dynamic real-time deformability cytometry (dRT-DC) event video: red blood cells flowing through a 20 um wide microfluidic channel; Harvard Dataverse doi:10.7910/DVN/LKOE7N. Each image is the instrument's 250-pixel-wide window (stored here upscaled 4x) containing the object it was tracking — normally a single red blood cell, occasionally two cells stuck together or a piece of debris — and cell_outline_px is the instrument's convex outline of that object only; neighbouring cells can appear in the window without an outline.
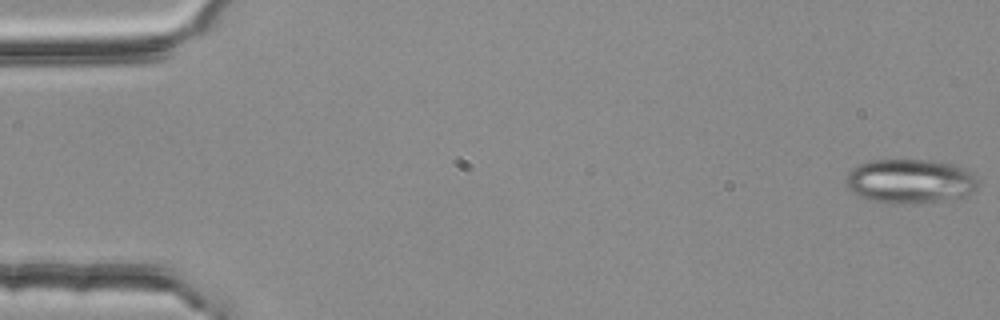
{"species": "common noctule bat (a hibernating species)", "species_latin": "Nyctalus noctula", "temperature_condition": "room temperature", "stored_images_in_passage": 5, "camera_frame_rate_fps": 3000, "um_per_image_px": 0.085, "animal": {"sex": "female", "body_mass_g": 25.1}, "frame": {"image": 1, "passage_image": 1, "time_ms": 0.0, "image_size_px": [1000, 320], "cell_outline_px": [[976, 188], [972, 192], [964, 196], [940, 200], [912, 204], [884, 204], [868, 200], [852, 192], [848, 188], [844, 180], [848, 172], [852, 168], [860, 164], [872, 160], [932, 160], [956, 164], [964, 168], [976, 180]], "centroid_in_image_um": [77.28, 15.41], "position_along_channel_um": 7.7, "area_um2": 34.22}}